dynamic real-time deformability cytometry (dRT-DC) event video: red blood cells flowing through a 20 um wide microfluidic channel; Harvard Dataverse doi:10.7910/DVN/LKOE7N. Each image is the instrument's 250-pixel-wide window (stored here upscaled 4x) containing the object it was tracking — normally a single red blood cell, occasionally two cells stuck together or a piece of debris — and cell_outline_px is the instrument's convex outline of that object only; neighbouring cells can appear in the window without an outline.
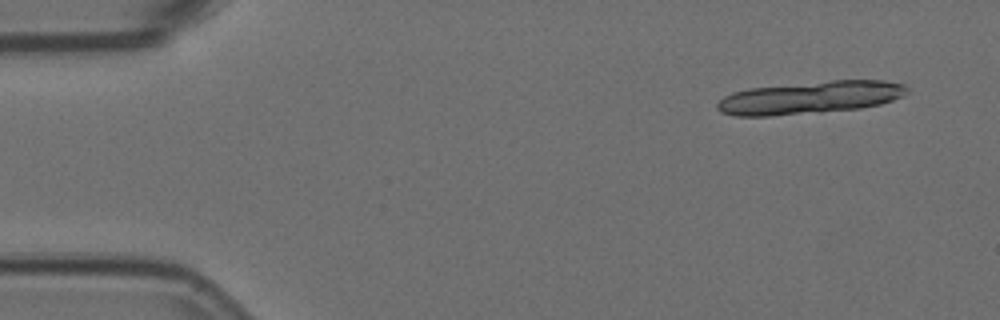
{"species": "Egyptian fruit bat (a non-hibernating species)", "species_latin": "Rousettus aegyptiacus", "temperature_condition": "room temperature", "stored_images_in_passage": 5, "segment_of_instrument_passage": [1, 2], "camera_frame_rate_fps": 3000, "um_per_image_px": 0.085, "animal": {"sex": "female"}, "frame": {"image": 1, "passage_image": 1, "time_ms": 0.0, "image_size_px": [1000, 320], "cell_outline_px": [[908, 92], [892, 100], [880, 104], [860, 108], [820, 112], [772, 116], [736, 116], [720, 112], [716, 108], [716, 104], [724, 96], [732, 92], [748, 88], [832, 80], [884, 80], [904, 84], [908, 88]], "centroid_in_image_um": [68.82, 8.29], "position_along_channel_um": 16.2, "area_um2": 36.13}}